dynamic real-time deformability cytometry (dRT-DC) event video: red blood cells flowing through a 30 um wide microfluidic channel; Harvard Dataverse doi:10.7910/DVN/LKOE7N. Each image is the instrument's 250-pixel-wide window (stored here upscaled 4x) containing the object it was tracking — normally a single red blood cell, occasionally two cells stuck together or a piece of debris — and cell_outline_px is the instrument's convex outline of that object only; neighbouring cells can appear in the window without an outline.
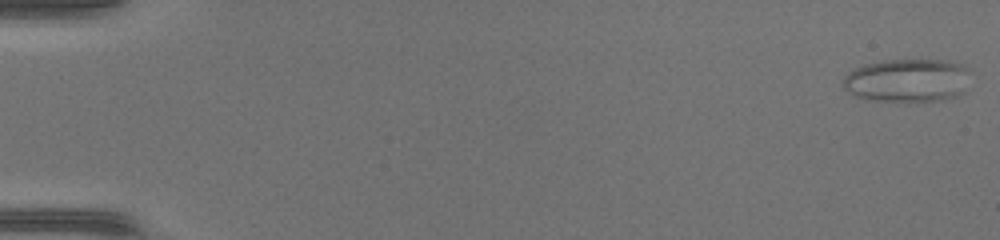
{"species": "common noctule bat (a hibernating species)", "species_latin": "Nyctalus noctula", "temperature_condition": "warm", "stored_images_in_passage": 50, "camera_frame_rate_fps": 3000, "um_per_image_px": 0.085, "animal": {"sex": "female", "body_mass_g": 17.0, "forearm_length_mm": 48.0}, "frame": {"image": 1, "passage_image": 1, "time_ms": 0.0, "image_size_px": [1000, 240], "cell_outline_px": [[968, 68], [964, 92], [956, 96], [944, 100], [872, 100], [852, 96], [844, 88], [844, 76], [852, 68], [864, 64], [884, 60], [948, 60], [964, 64]], "centroid_in_image_um": [77.1, 6.81], "position_along_channel_um": 7.9, "area_um2": 32.08}}
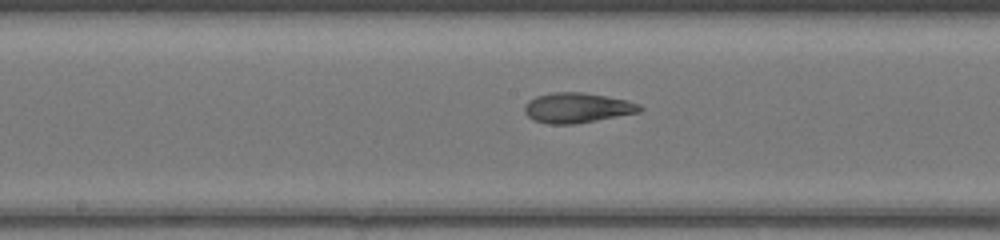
{"frame": {"image": 2, "passage_image": 27, "time_ms": 8.667, "image_size_px": [1000, 240], "cell_outline_px": [[644, 108], [640, 112], [576, 124], [548, 124], [532, 120], [524, 112], [524, 104], [528, 100], [536, 96], [552, 92], [580, 92], [628, 100], [640, 104]], "centroid_in_image_um": [49.04, 9.17], "position_along_channel_um": 199.2, "area_um2": 20.35}}
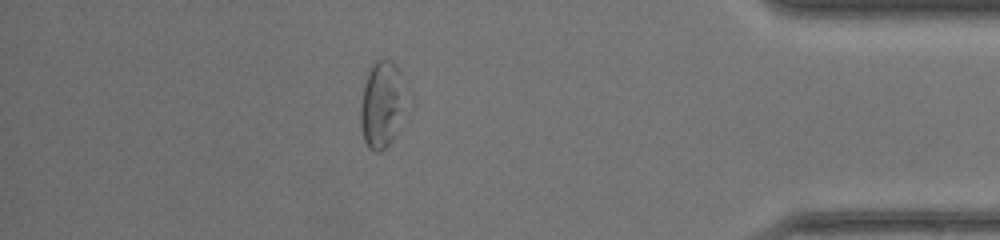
{"frame": {"image": 3, "passage_image": 44, "time_ms": 14.333, "image_size_px": [1000, 240], "cell_outline_px": [[416, 104], [412, 112], [392, 140], [380, 152], [376, 152], [368, 148], [364, 140], [360, 124], [360, 104], [364, 84], [368, 72], [372, 64], [376, 60], [388, 60], [400, 72], [416, 100]], "centroid_in_image_um": [32.66, 8.91], "position_along_channel_um": 402.5, "area_um2": 25.43}, "authors_computed_cell_mechanics": {"area_um2": 22.9466, "velocity_mm_per_s": 4.2321, "shape_relaxation_time_tau1_ms": 6.2002, "shape_relaxation_time_tau2_ms": 2.6757, "deformation_change_tau1": 0.2219, "deformation_change_tau2": 0.0946}}